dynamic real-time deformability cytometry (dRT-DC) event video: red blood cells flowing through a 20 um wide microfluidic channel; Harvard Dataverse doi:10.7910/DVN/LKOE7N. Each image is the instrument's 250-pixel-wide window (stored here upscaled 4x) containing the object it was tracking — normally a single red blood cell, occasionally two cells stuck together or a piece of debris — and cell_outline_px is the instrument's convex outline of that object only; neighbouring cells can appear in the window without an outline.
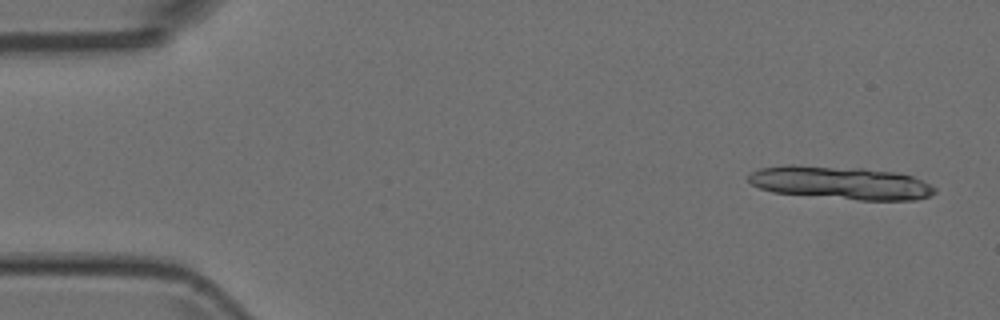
{"species": "Egyptian fruit bat (a non-hibernating species)", "species_latin": "Rousettus aegyptiacus", "temperature_condition": "room temperature", "stored_images_in_passage": 5, "segment_of_instrument_passage": [1, 2], "camera_frame_rate_fps": 3000, "um_per_image_px": 0.085, "animal": {"sex": "female"}, "frame": {"image": 1, "passage_image": 1, "time_ms": 0.0, "image_size_px": [1000, 320], "cell_outline_px": [[936, 192], [928, 196], [916, 200], [856, 200], [772, 192], [760, 188], [752, 184], [748, 180], [748, 176], [752, 172], [760, 168], [788, 164], [792, 164], [864, 168], [896, 172], [912, 176], [936, 188]], "centroid_in_image_um": [71.43, 15.53], "position_along_channel_um": 13.6, "area_um2": 36.01}}